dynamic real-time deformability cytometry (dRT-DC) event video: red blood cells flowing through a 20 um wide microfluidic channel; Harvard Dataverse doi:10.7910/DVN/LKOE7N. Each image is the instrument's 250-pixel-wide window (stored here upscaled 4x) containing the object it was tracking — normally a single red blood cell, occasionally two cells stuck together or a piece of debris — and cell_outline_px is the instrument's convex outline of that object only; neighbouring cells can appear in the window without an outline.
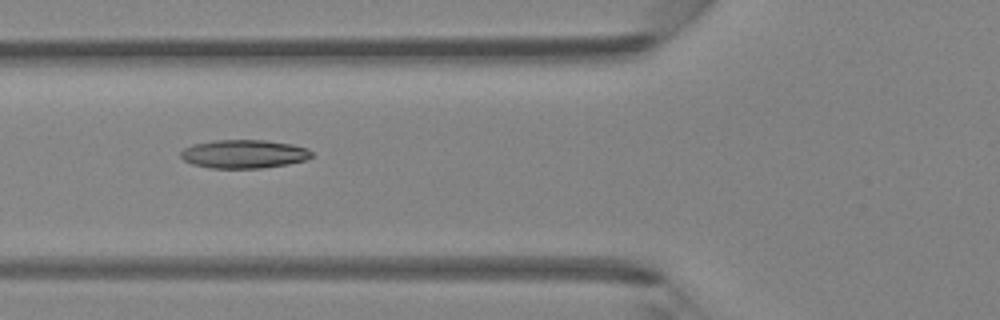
{"species": "Egyptian fruit bat (a non-hibernating species)", "species_latin": "Rousettus aegyptiacus", "temperature_condition": "room temperature", "stored_images_in_passage": 43, "camera_frame_rate_fps": 3000, "um_per_image_px": 0.085, "animal": {"sex": "female"}, "frame": {"image": 1, "passage_image": 15, "time_ms": 4.667, "image_size_px": [1000, 320], "cell_outline_px": [[312, 156], [304, 160], [288, 164], [264, 168], [212, 168], [192, 164], [184, 160], [180, 156], [180, 152], [184, 148], [192, 144], [216, 140], [264, 140], [292, 144], [308, 148], [312, 152]], "centroid_in_image_um": [20.73, 13.09], "position_along_channel_um": 105.1, "area_um2": 21.79}}
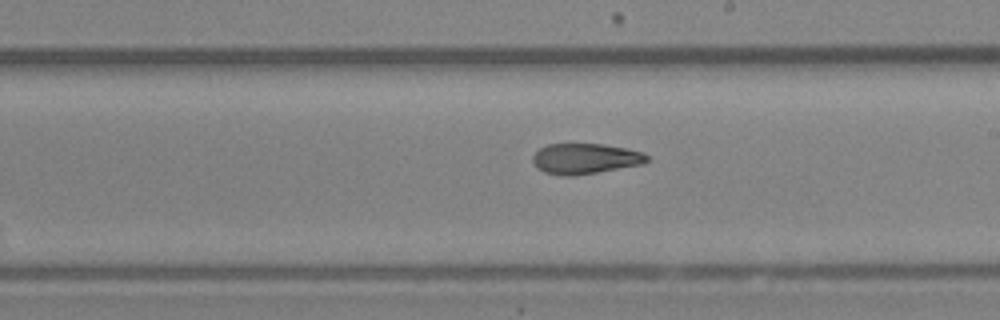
{"frame": {"image": 2, "passage_image": 24, "time_ms": 7.667, "image_size_px": [1000, 320], "cell_outline_px": [[648, 160], [644, 164], [572, 176], [564, 176], [544, 172], [536, 168], [532, 160], [532, 156], [540, 148], [548, 144], [600, 144], [628, 148], [644, 152], [648, 156]], "centroid_in_image_um": [49.74, 13.48], "position_along_channel_um": 239.3, "area_um2": 20.35}}
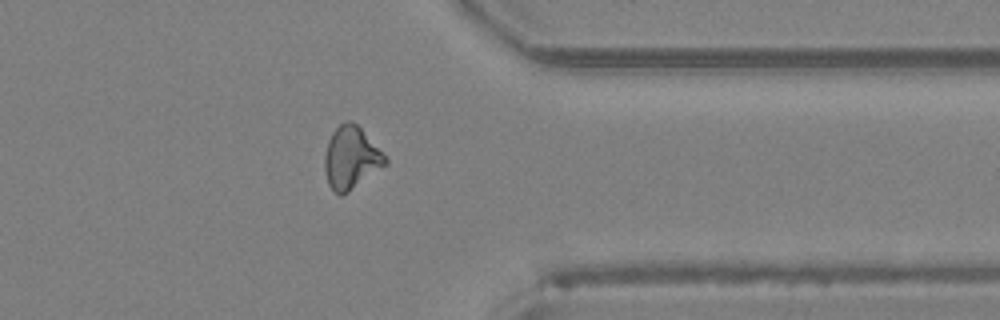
{"frame": {"image": 3, "passage_image": 34, "time_ms": 11.0, "image_size_px": [1000, 320], "cell_outline_px": [[388, 164], [348, 192], [340, 196], [328, 184], [324, 168], [324, 156], [328, 140], [332, 132], [344, 120], [352, 120], [360, 128], [388, 160]], "centroid_in_image_um": [29.82, 13.42], "position_along_channel_um": 381.6, "area_um2": 21.85}}